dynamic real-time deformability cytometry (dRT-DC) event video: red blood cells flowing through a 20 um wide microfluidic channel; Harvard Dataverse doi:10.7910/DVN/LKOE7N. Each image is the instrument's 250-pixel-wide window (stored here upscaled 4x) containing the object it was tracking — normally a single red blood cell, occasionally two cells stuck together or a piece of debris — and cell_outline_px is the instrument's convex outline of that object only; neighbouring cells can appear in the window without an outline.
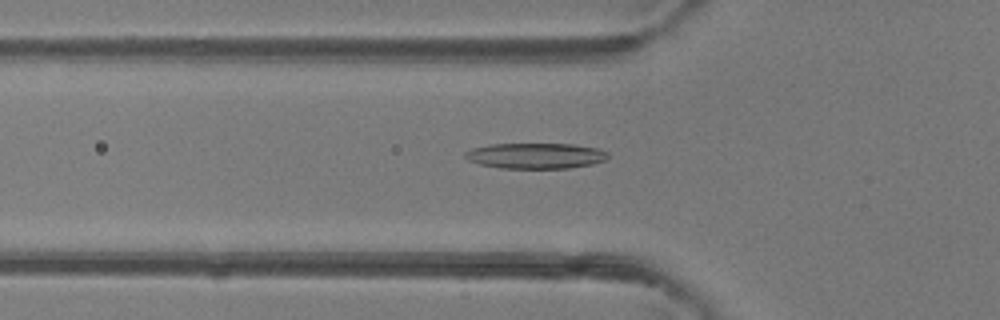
{"species": "common noctule bat (a hibernating species)", "species_latin": "Nyctalus noctula", "temperature_condition": "room temperature", "stored_images_in_passage": 46, "camera_frame_rate_fps": 3000, "um_per_image_px": 0.085, "animal": {"sex": "female"}, "frame": {"image": 1, "passage_image": 16, "time_ms": 5.0, "image_size_px": [1000, 320], "cell_outline_px": [[608, 160], [592, 164], [568, 168], [500, 168], [480, 164], [468, 160], [464, 156], [464, 152], [472, 148], [488, 144], [572, 144], [596, 148], [608, 152]], "centroid_in_image_um": [45.52, 13.24], "position_along_channel_um": 80.3, "area_um2": 21.39}}
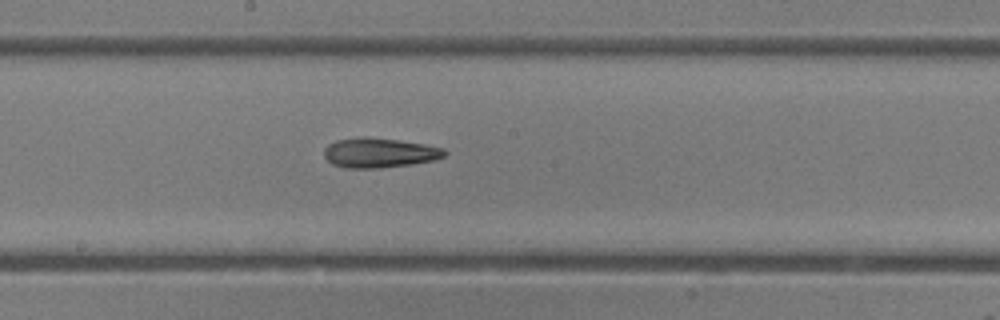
{"frame": {"image": 2, "passage_image": 25, "time_ms": 8.0, "image_size_px": [1000, 320], "cell_outline_px": [[448, 152], [444, 156], [436, 160], [412, 164], [380, 168], [344, 168], [332, 164], [324, 156], [324, 148], [328, 144], [336, 140], [364, 136], [396, 140], [424, 144], [444, 148]], "centroid_in_image_um": [32.24, 12.99], "position_along_channel_um": 216.0, "area_um2": 20.98}}
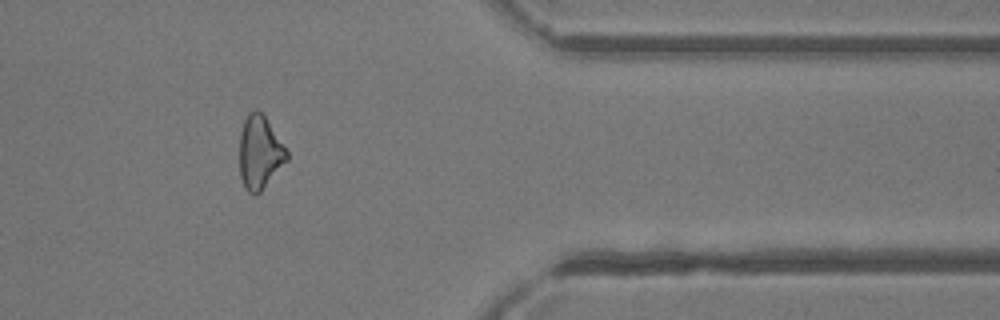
{"frame": {"image": 3, "passage_image": 38, "time_ms": 12.333, "image_size_px": [1000, 320], "cell_outline_px": [[288, 160], [260, 192], [256, 196], [252, 196], [244, 188], [240, 176], [240, 132], [244, 120], [248, 112], [256, 108], [264, 116], [288, 152]], "centroid_in_image_um": [22.06, 12.99], "position_along_channel_um": 389.3, "area_um2": 20.17}, "authors_computed_cell_mechanics": {"area_um2": 21.0103, "velocity_mm_per_s": 4.4824, "shape_relaxation_time_tau1_ms": 4.919, "shape_relaxation_time_tau2_ms": 5.538, "deformation_change_tau1": 0.1777, "deformation_change_tau2": 0.1909}}